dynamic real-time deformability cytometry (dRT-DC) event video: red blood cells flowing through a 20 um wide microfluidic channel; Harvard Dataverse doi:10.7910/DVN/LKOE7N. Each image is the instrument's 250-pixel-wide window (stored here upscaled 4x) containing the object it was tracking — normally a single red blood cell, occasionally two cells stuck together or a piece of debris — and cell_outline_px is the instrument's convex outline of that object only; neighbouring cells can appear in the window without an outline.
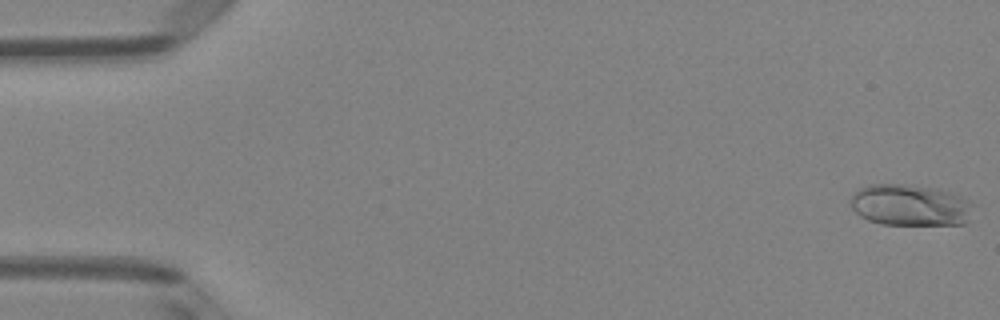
{"species": "Egyptian fruit bat (a non-hibernating species)", "species_latin": "Rousettus aegyptiacus", "temperature_condition": "room temperature", "stored_images_in_passage": 47, "camera_frame_rate_fps": 3000, "um_per_image_px": 0.085, "animal": {"sex": "female"}, "frame": {"image": 1, "passage_image": 1, "time_ms": 0.0, "image_size_px": [1000, 320], "cell_outline_px": [[972, 204], [968, 220], [964, 224], [880, 224], [868, 220], [860, 216], [848, 204], [848, 200], [860, 188], [868, 184], [904, 184], [940, 188], [952, 192], [968, 200]], "centroid_in_image_um": [77.33, 17.42], "position_along_channel_um": 7.7, "area_um2": 29.77}}
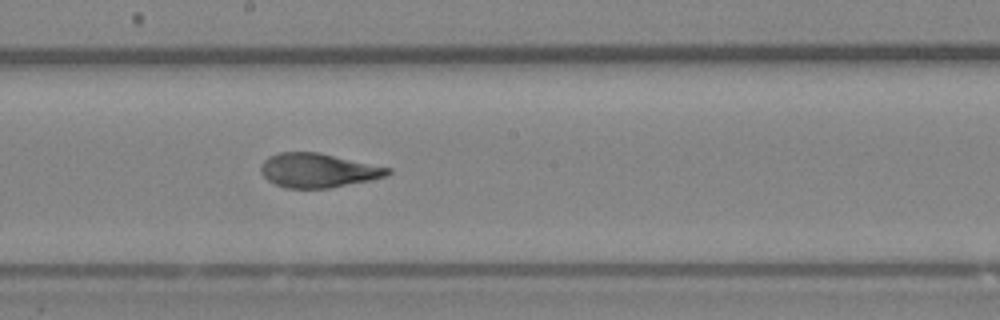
{"frame": {"image": 2, "passage_image": 28, "time_ms": 9.0, "image_size_px": [1000, 320], "cell_outline_px": [[392, 172], [388, 176], [372, 180], [328, 188], [288, 188], [276, 184], [268, 180], [260, 172], [260, 164], [268, 156], [280, 152], [316, 152], [392, 168]], "centroid_in_image_um": [27.04, 14.48], "position_along_channel_um": 221.2, "area_um2": 25.26}}
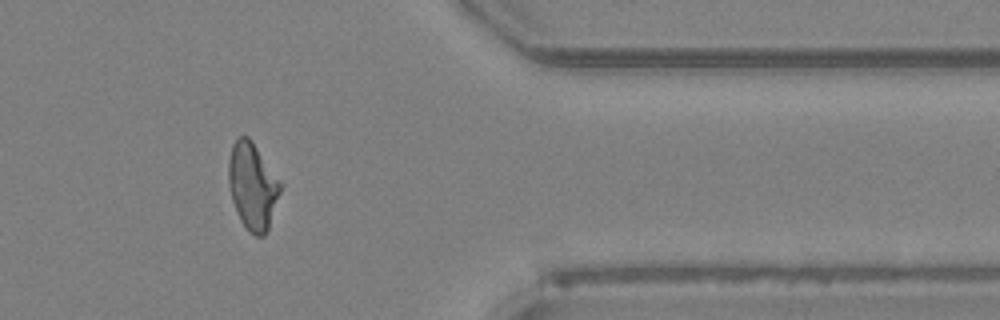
{"frame": {"image": 3, "passage_image": 42, "time_ms": 13.667, "image_size_px": [1000, 320], "cell_outline_px": [[284, 184], [268, 228], [264, 236], [256, 236], [248, 232], [244, 228], [240, 220], [232, 200], [228, 184], [228, 160], [232, 144], [240, 136], [248, 136], [252, 140]], "centroid_in_image_um": [21.48, 15.81], "position_along_channel_um": 389.9, "area_um2": 26.7}}